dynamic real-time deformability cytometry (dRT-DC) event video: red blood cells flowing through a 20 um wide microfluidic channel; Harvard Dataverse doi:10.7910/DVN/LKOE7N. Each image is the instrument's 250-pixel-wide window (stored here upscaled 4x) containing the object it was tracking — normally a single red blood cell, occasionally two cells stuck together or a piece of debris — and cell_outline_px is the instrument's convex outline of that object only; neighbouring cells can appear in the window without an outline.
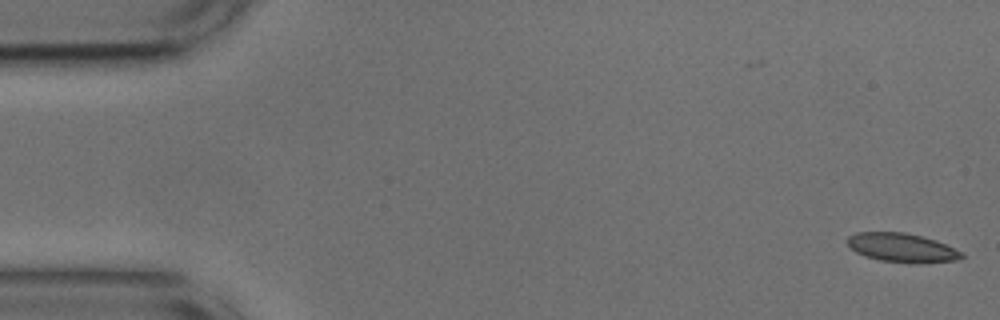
{"species": "common noctule bat (a hibernating species)", "species_latin": "Nyctalus noctula", "temperature_condition": "cold", "stored_images_in_passage": 53, "camera_frame_rate_fps": 3000, "um_per_image_px": 0.085, "animal": {"sex": "male", "body_mass_g": 17.9, "forearm_length_mm": 54.2}, "frame": {"image": 1, "passage_image": 1, "time_ms": 0.0, "image_size_px": [1000, 320], "cell_outline_px": [[964, 256], [960, 260], [920, 264], [916, 264], [880, 260], [864, 256], [856, 252], [848, 244], [848, 236], [856, 232], [904, 232], [936, 240], [964, 252]], "centroid_in_image_um": [76.72, 21.07], "position_along_channel_um": 8.3, "area_um2": 19.48}}
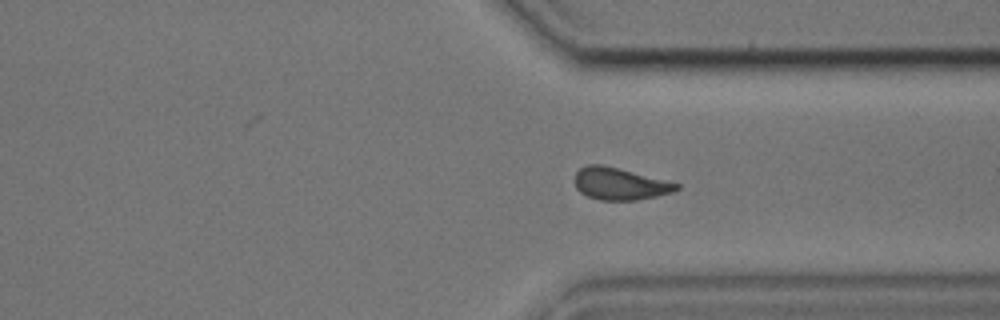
{"frame": {"image": 2, "passage_image": 39, "time_ms": 12.667, "image_size_px": [1000, 320], "cell_outline_px": [[680, 188], [672, 192], [656, 196], [636, 200], [600, 200], [588, 196], [580, 192], [576, 188], [576, 172], [580, 168], [588, 164], [604, 164], [680, 184]], "centroid_in_image_um": [52.68, 15.62], "position_along_channel_um": 358.7, "area_um2": 18.9}}
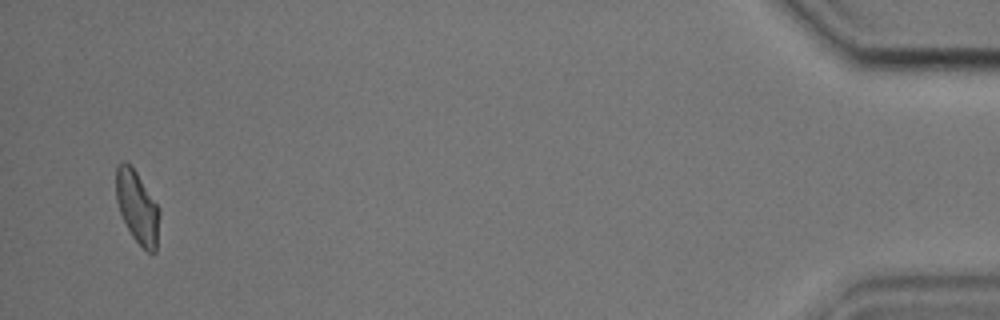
{"frame": {"image": 3, "passage_image": 51, "time_ms": 16.667, "image_size_px": [1000, 320], "cell_outline_px": [[160, 212], [156, 252], [148, 252], [132, 236], [120, 212], [116, 200], [116, 168], [124, 160], [132, 164], [160, 208]], "centroid_in_image_um": [11.68, 17.56], "position_along_channel_um": 423.5, "area_um2": 18.38}, "authors_computed_cell_mechanics": {"area_um2": 19.4786, "velocity_mm_per_s": 3.7443, "shape_relaxation_time_tau1_ms": 9.6815, "shape_relaxation_time_tau2_ms": 2.4222, "deformation_change_tau1": 0.1835, "deformation_change_tau2": 0.0785}}